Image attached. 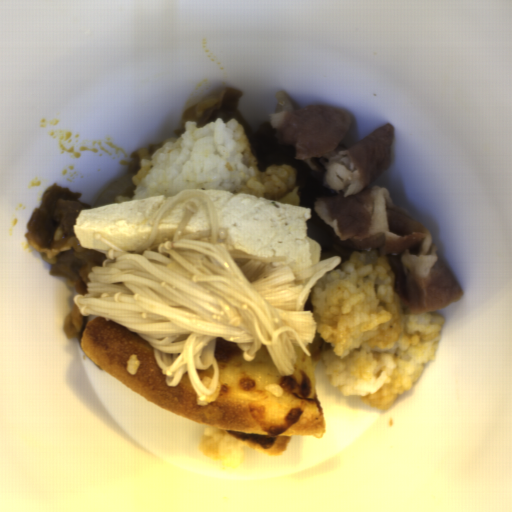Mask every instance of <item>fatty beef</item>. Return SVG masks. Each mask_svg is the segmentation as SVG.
<instances>
[{"label": "fatty beef", "mask_w": 512, "mask_h": 512, "mask_svg": "<svg viewBox=\"0 0 512 512\" xmlns=\"http://www.w3.org/2000/svg\"><path fill=\"white\" fill-rule=\"evenodd\" d=\"M305 348L310 352L311 360H322V352L328 351L330 345L316 332L312 344Z\"/></svg>", "instance_id": "obj_1"}]
</instances>
